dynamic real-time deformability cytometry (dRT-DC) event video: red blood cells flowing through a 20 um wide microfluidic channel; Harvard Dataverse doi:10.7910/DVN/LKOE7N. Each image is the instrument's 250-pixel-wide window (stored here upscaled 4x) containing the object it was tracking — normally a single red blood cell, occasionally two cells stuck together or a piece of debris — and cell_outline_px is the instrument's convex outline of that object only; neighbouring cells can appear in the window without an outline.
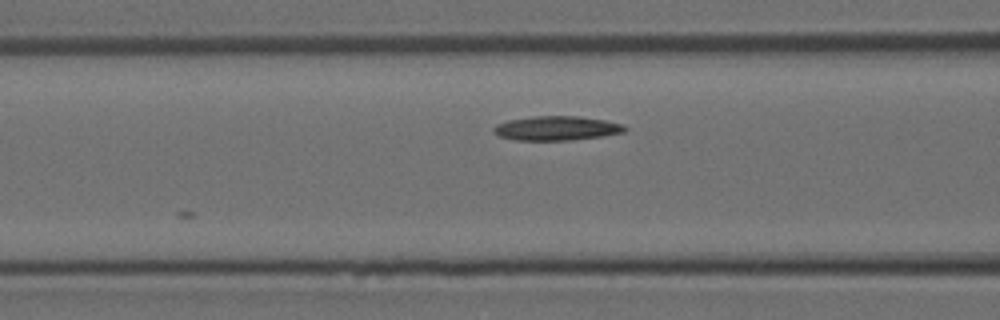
{"species": "Egyptian fruit bat (a non-hibernating species)", "species_latin": "Rousettus aegyptiacus", "temperature_condition": "room temperature", "stored_images_in_passage": 4, "camera_frame_rate_fps": 3000, "um_per_image_px": 0.085, "animal": {"sex": "female"}, "frame": {"image": 1, "passage_image": 4, "time_ms": 1.0, "image_size_px": [1000, 320], "cell_outline_px": [[628, 128], [624, 132], [604, 136], [572, 140], [516, 140], [500, 136], [492, 128], [496, 124], [508, 120], [532, 116], [580, 116], [604, 120], [624, 124]], "centroid_in_image_um": [47.35, 10.89], "position_along_channel_um": 119.2, "area_um2": 18.61}}